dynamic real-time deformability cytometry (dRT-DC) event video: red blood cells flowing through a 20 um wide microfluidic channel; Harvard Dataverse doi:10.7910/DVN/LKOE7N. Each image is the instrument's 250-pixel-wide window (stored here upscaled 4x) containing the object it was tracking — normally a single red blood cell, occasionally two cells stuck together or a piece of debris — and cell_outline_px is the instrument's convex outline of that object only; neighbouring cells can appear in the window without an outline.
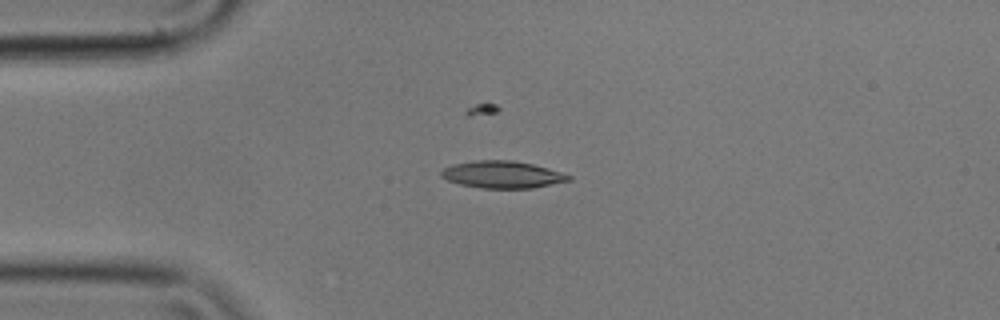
{"species": "common noctule bat (a hibernating species)", "species_latin": "Nyctalus noctula", "temperature_condition": "cold", "stored_images_in_passage": 59, "camera_frame_rate_fps": 3000, "um_per_image_px": 0.085, "animal": {"sex": "male", "body_mass_g": 17.9}, "frame": {"image": 1, "passage_image": 16, "time_ms": 5.0, "image_size_px": [1000, 320], "cell_outline_px": [[572, 180], [532, 188], [480, 188], [460, 184], [448, 180], [440, 176], [440, 172], [444, 168], [452, 164], [476, 160], [512, 160], [532, 164], [548, 168], [572, 176]], "centroid_in_image_um": [42.69, 14.83], "position_along_channel_um": 42.3, "area_um2": 20.11}}
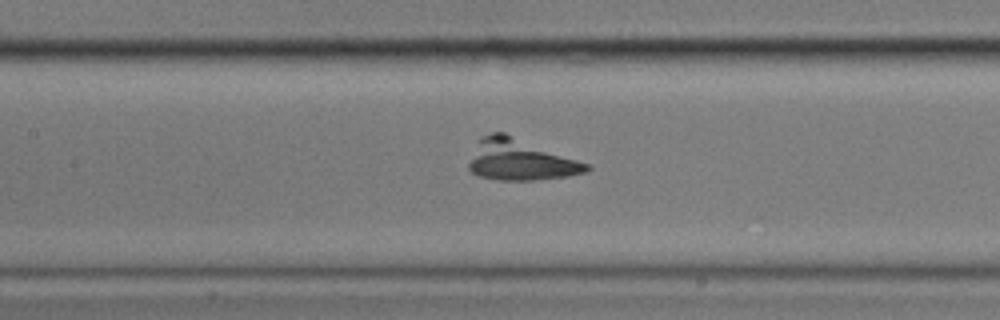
{"frame": {"image": 2, "passage_image": 28, "time_ms": 9.0, "image_size_px": [1000, 320], "cell_outline_px": [[592, 168], [588, 172], [568, 176], [536, 180], [500, 180], [480, 176], [472, 172], [468, 168], [468, 164], [480, 136], [492, 132], [504, 132], [592, 164]], "centroid_in_image_um": [44.28, 13.58], "position_along_channel_um": 163.1, "area_um2": 28.55}}
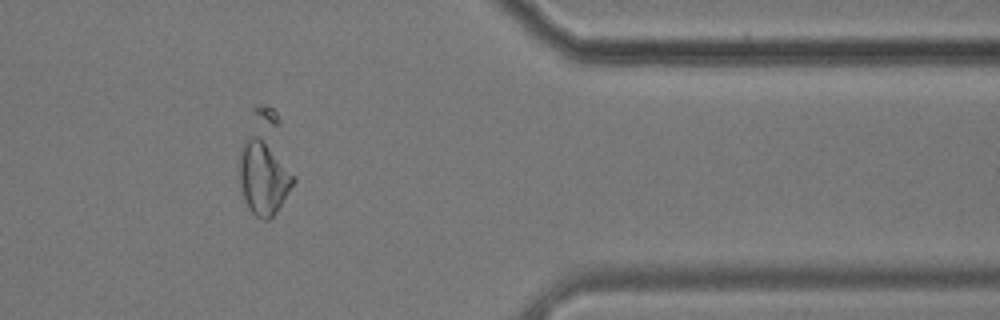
{"frame": {"image": 3, "passage_image": 49, "time_ms": 16.0, "image_size_px": [1000, 320], "cell_outline_px": [[296, 180], [276, 212], [268, 220], [264, 220], [256, 216], [248, 208], [236, 172], [240, 148], [248, 136], [260, 132], [296, 176]], "centroid_in_image_um": [22.36, 15.0], "position_along_channel_um": 389.0, "area_um2": 23.99}}